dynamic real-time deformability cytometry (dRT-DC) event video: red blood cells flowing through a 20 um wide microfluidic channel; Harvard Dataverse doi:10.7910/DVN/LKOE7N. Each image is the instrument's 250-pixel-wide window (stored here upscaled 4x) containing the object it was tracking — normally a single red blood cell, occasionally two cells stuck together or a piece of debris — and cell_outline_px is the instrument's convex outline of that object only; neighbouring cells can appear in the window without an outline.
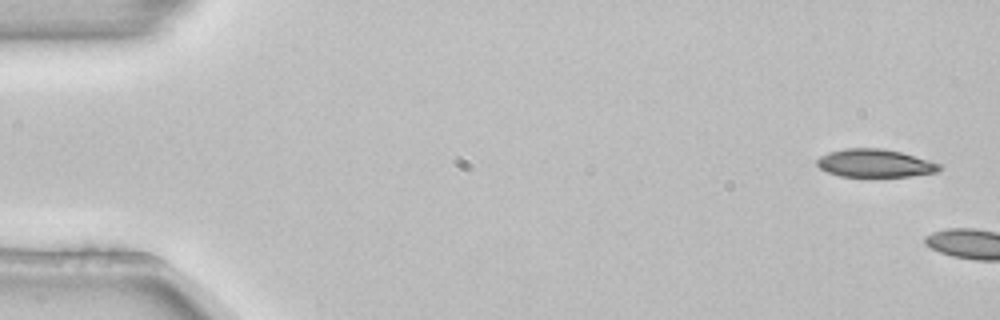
{"species": "common noctule bat (a hibernating species)", "species_latin": "Nyctalus noctula", "temperature_condition": "room temperature", "stored_images_in_passage": 2, "camera_frame_rate_fps": 3000, "um_per_image_px": 0.085, "animal": {"sex": "female", "body_mass_g": 22.7, "forearm_length_mm": 54.2}, "frame": {"image": 1, "passage_image": 1, "time_ms": 0.0, "image_size_px": [1000, 320], "cell_outline_px": [[940, 172], [912, 176], [840, 176], [828, 172], [820, 168], [816, 164], [816, 160], [820, 156], [828, 152], [844, 148], [880, 148], [900, 152], [928, 160], [940, 164]], "centroid_in_image_um": [74.35, 13.87], "position_along_channel_um": 10.6, "area_um2": 19.88}}